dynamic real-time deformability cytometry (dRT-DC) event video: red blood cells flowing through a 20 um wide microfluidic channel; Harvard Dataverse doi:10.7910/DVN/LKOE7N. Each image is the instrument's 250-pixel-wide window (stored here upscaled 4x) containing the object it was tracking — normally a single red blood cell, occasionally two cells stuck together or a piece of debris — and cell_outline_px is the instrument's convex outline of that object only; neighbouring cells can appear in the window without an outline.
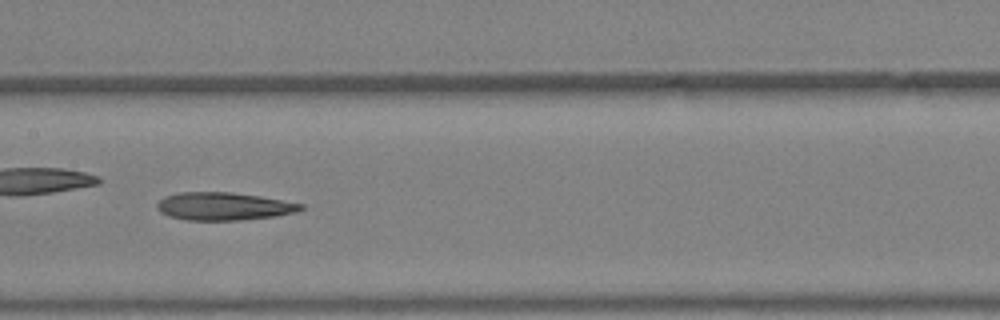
{"species": "Egyptian fruit bat (a non-hibernating species)", "species_latin": "Rousettus aegyptiacus", "temperature_condition": "warm", "stored_images_in_passage": 30, "camera_frame_rate_fps": 3000, "um_per_image_px": 0.085, "animal": {"sex": "female"}, "frame": {"image": 1, "passage_image": 9, "time_ms": 2.667, "image_size_px": [1000, 320], "cell_outline_px": [[304, 208], [296, 212], [276, 216], [236, 220], [188, 220], [168, 216], [160, 212], [156, 208], [156, 204], [164, 196], [180, 192], [228, 192], [260, 196], [304, 204]], "centroid_in_image_um": [18.99, 17.53], "position_along_channel_um": 188.4, "area_um2": 23.29}, "authors_computed_cell_mechanics": {"area_um2": 23.8136, "velocity_mm_per_s": 4.8492, "shape_relaxation_time_tau1_ms": null, "shape_relaxation_time_tau2_ms": 2.194, "deformation_change_tau1": null, "deformation_change_tau2": 0.139}}